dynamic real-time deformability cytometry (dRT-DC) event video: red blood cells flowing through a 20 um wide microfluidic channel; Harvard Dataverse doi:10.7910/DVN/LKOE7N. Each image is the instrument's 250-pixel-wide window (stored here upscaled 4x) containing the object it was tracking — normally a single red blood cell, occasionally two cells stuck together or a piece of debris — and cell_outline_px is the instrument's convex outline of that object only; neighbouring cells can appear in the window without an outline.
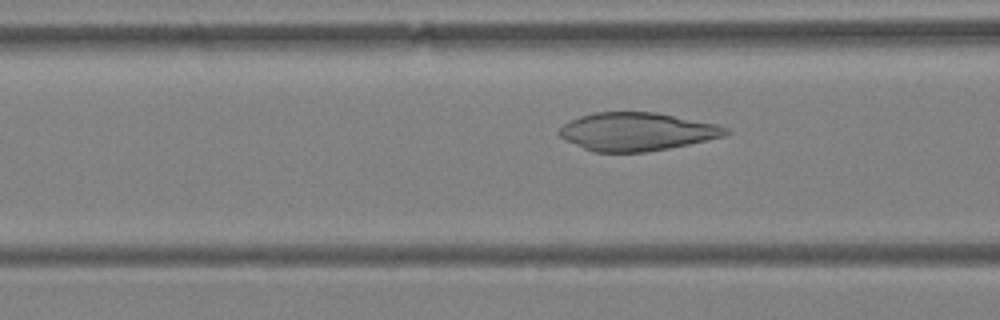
{"species": "Egyptian fruit bat (a non-hibernating species)", "species_latin": "Rousettus aegyptiacus", "temperature_condition": "warm", "stored_images_in_passage": 20, "camera_frame_rate_fps": 3000, "um_per_image_px": 0.085, "animal": {"sex": "female"}, "frame": {"image": 1, "passage_image": 6, "time_ms": 1.667, "image_size_px": [1000, 320], "cell_outline_px": [[732, 132], [724, 136], [688, 144], [668, 148], [644, 152], [592, 152], [564, 140], [556, 132], [564, 124], [580, 116], [596, 112], [656, 112], [716, 124], [728, 128]], "centroid_in_image_um": [54.11, 11.19], "position_along_channel_um": 112.5, "area_um2": 36.93}}
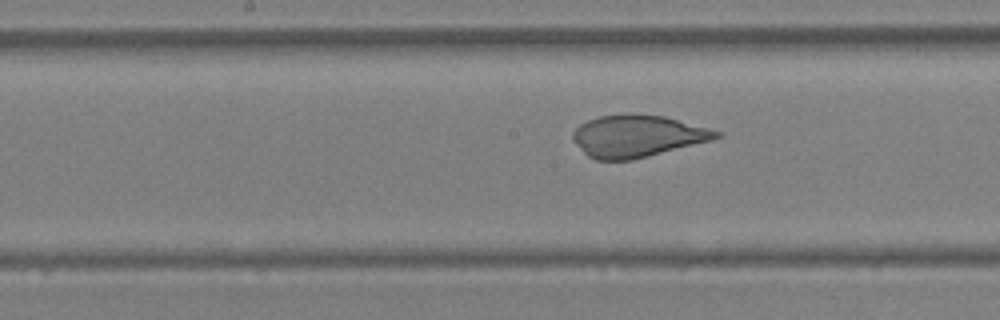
{"frame": {"image": 2, "passage_image": 13, "time_ms": 4.0, "image_size_px": [1000, 320], "cell_outline_px": [[720, 136], [712, 140], [632, 160], [596, 160], [588, 156], [572, 140], [572, 132], [580, 124], [588, 120], [600, 116], [664, 116], [708, 128], [720, 132]], "centroid_in_image_um": [54.14, 11.6], "position_along_channel_um": 194.1, "area_um2": 34.16}}
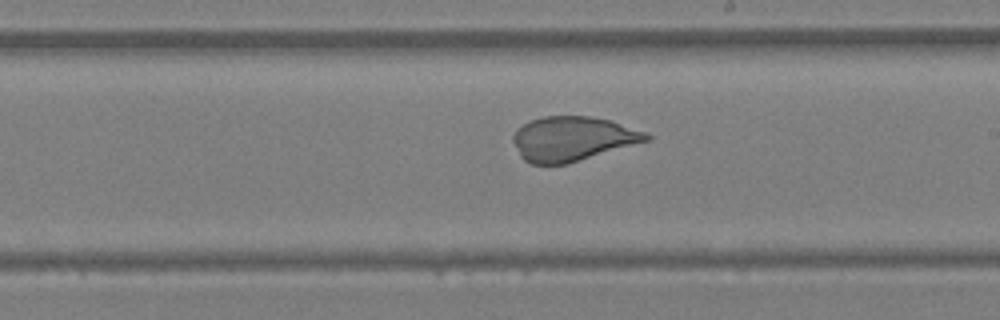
{"frame": {"image": 3, "passage_image": 17, "time_ms": 5.333, "image_size_px": [1000, 320], "cell_outline_px": [[652, 140], [568, 164], [532, 164], [524, 160], [520, 156], [512, 140], [512, 136], [516, 128], [532, 120], [544, 116], [588, 116], [608, 120], [648, 132], [652, 136]], "centroid_in_image_um": [48.69, 11.8], "position_along_channel_um": 240.3, "area_um2": 34.8}}